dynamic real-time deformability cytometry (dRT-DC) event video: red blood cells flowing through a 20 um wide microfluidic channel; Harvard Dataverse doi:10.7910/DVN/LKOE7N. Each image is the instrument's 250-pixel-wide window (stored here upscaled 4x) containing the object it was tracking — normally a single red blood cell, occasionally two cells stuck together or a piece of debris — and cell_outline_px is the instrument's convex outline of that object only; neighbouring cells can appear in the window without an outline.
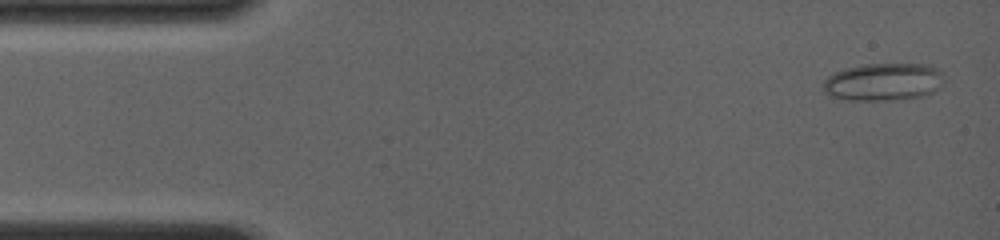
{"species": "common noctule bat (a hibernating species)", "species_latin": "Nyctalus noctula", "temperature_condition": "room temperature", "stored_images_in_passage": 17, "camera_frame_rate_fps": 4000, "um_per_image_px": 0.085, "animal": {"sex": "female", "body_mass_g": 19.0, "forearm_length_mm": 56.7}, "frame": {"image": 1, "passage_image": 2, "time_ms": 0.5, "image_size_px": [1000, 240], "cell_outline_px": [[936, 88], [932, 92], [920, 96], [872, 100], [852, 100], [832, 96], [824, 92], [824, 80], [828, 76], [844, 68], [864, 64], [920, 64], [932, 68], [936, 72]], "centroid_in_image_um": [74.9, 6.95], "position_along_channel_um": 10.1, "area_um2": 25.03}}
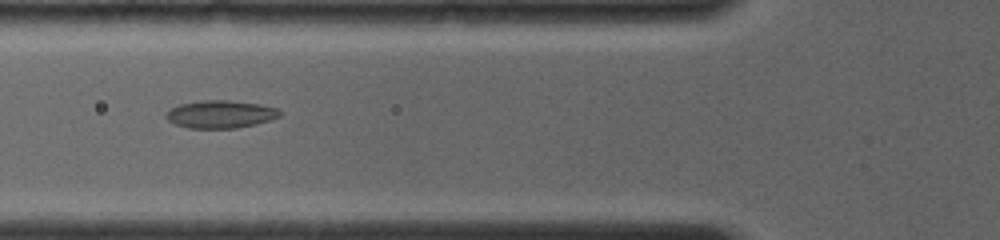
{"frame": {"image": 2, "passage_image": 15, "time_ms": 5.5, "image_size_px": [1000, 240], "cell_outline_px": [[280, 116], [256, 124], [236, 128], [188, 128], [176, 124], [168, 120], [164, 116], [172, 108], [180, 104], [204, 100], [228, 100], [260, 104], [276, 108], [280, 112]], "centroid_in_image_um": [18.73, 9.71], "position_along_channel_um": 107.1, "area_um2": 18.15}}
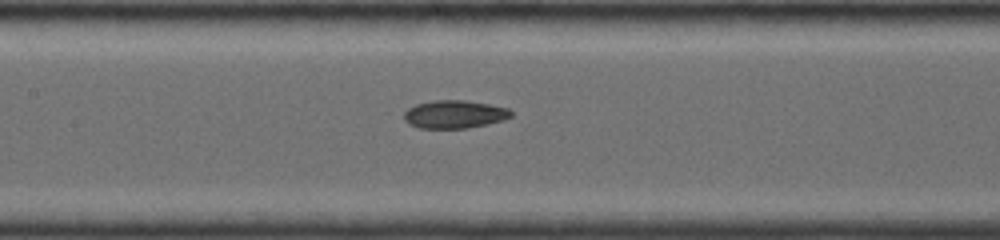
{"frame": {"image": 3, "passage_image": 17, "time_ms": 7.0, "image_size_px": [1000, 240], "cell_outline_px": [[512, 116], [504, 120], [488, 124], [468, 128], [420, 128], [408, 124], [404, 120], [404, 112], [408, 108], [416, 104], [432, 100], [464, 100], [488, 104], [508, 108], [512, 112]], "centroid_in_image_um": [38.62, 9.72], "position_along_channel_um": 168.8, "area_um2": 17.57}}